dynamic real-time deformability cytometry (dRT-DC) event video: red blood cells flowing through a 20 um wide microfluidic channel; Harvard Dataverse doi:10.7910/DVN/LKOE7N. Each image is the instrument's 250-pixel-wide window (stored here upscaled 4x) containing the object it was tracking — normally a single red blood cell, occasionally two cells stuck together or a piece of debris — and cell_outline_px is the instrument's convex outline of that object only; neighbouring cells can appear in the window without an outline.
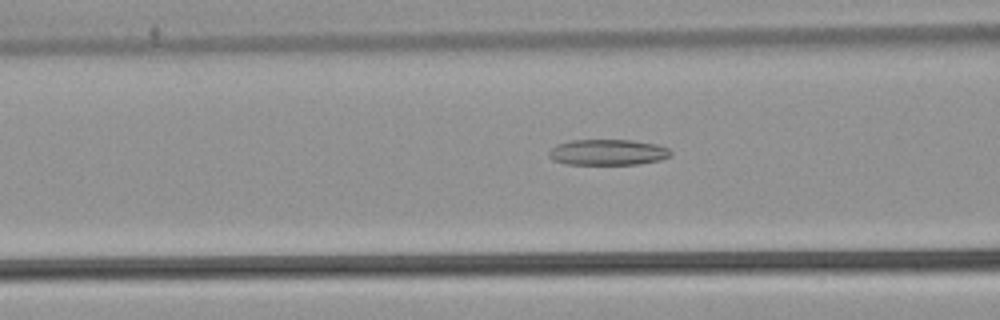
{"species": "common noctule bat (a hibernating species)", "species_latin": "Nyctalus noctula", "temperature_condition": "warm", "stored_images_in_passage": 53, "camera_frame_rate_fps": 3000, "um_per_image_px": 0.085, "animal": {"sex": "male", "body_mass_g": 21.5, "forearm_length_mm": 52.0}, "frame": {"image": 1, "passage_image": 22, "time_ms": 7.0, "image_size_px": [1000, 320], "cell_outline_px": [[672, 156], [660, 160], [640, 164], [564, 164], [552, 160], [548, 156], [548, 152], [556, 144], [572, 140], [632, 140], [656, 144], [668, 148], [672, 152]], "centroid_in_image_um": [51.66, 12.94], "position_along_channel_um": 114.9, "area_um2": 18.5}}
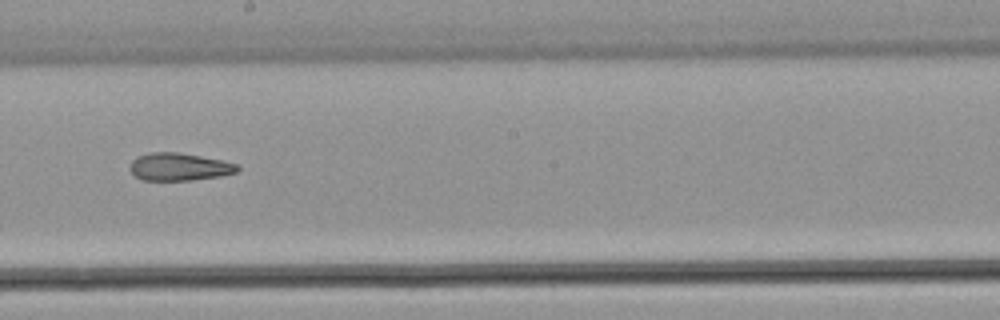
{"frame": {"image": 2, "passage_image": 31, "time_ms": 10.0, "image_size_px": [1000, 320], "cell_outline_px": [[240, 168], [236, 172], [220, 176], [192, 180], [140, 180], [128, 168], [132, 160], [136, 156], [148, 152], [180, 152], [220, 160], [236, 164]], "centroid_in_image_um": [15.17, 14.17], "position_along_channel_um": 233.0, "area_um2": 17.34}}
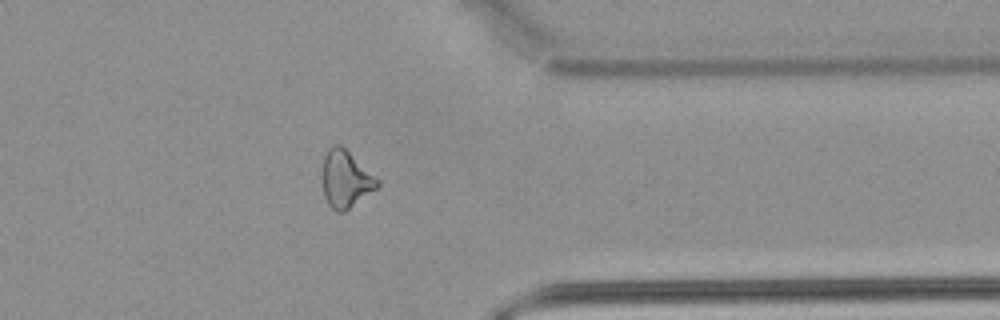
{"frame": {"image": 3, "passage_image": 43, "time_ms": 14.0, "image_size_px": [1000, 320], "cell_outline_px": [[380, 184], [376, 188], [344, 212], [336, 212], [328, 204], [324, 196], [324, 156], [328, 148], [332, 144], [340, 144], [380, 180]], "centroid_in_image_um": [29.39, 15.22], "position_along_channel_um": 382.0, "area_um2": 17.92}, "authors_computed_cell_mechanics": {"area_um2": 19.4208, "velocity_mm_per_s": 3.9371, "shape_relaxation_time_tau1_ms": null, "shape_relaxation_time_tau2_ms": 5.1466, "deformation_change_tau1": null, "deformation_change_tau2": 0.1718}}